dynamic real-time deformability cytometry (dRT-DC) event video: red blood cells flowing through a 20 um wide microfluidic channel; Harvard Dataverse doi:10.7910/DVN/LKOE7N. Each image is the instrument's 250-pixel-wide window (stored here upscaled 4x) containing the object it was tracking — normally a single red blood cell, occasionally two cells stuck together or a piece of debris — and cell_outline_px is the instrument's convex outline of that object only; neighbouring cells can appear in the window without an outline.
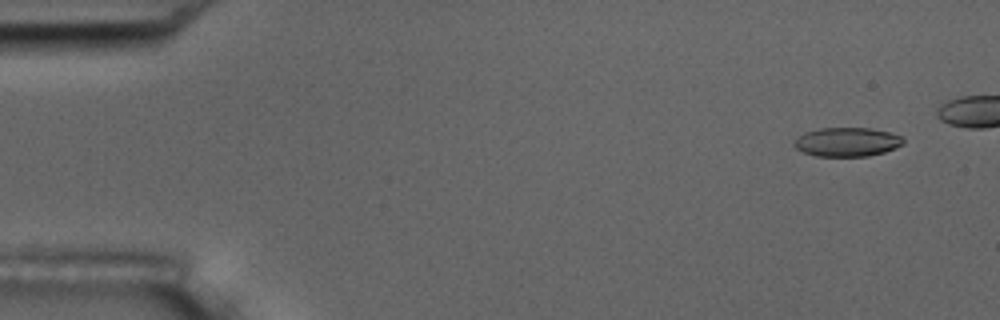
{"species": "common noctule bat (a hibernating species)", "species_latin": "Nyctalus noctula", "temperature_condition": "room temperature", "stored_images_in_passage": 7, "camera_frame_rate_fps": 3000, "um_per_image_px": 0.085, "animal": {"sex": "male", "body_mass_g": 17.5, "forearm_length_mm": 52.3}, "frame": {"image": 1, "passage_image": 2, "time_ms": 1.0, "image_size_px": [1000, 320], "cell_outline_px": [[904, 144], [896, 148], [884, 152], [868, 156], [816, 156], [804, 152], [796, 148], [792, 144], [804, 132], [820, 128], [872, 128], [888, 132], [900, 136], [904, 140]], "centroid_in_image_um": [72.01, 12.07], "position_along_channel_um": 13.0, "area_um2": 18.38}}